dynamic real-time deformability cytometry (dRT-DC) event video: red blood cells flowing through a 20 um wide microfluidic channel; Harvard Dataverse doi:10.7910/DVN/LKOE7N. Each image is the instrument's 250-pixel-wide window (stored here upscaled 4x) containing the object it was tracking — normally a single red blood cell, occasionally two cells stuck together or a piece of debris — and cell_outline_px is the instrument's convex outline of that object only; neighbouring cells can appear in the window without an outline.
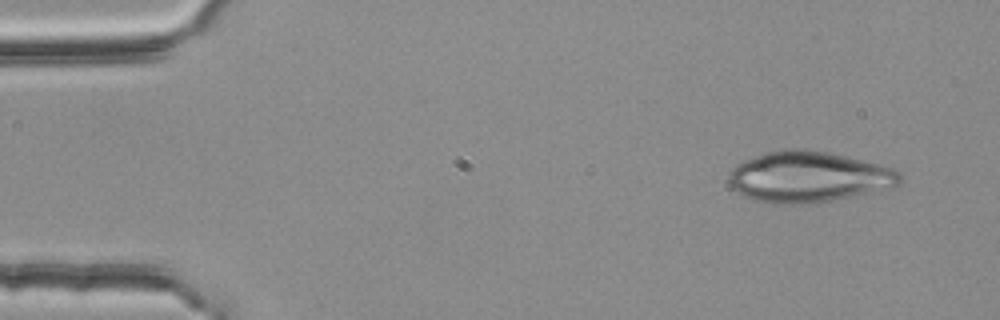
{"species": "common noctule bat (a hibernating species)", "species_latin": "Nyctalus noctula", "temperature_condition": "room temperature", "stored_images_in_passage": 3, "camera_frame_rate_fps": 3000, "um_per_image_px": 0.085, "animal": {"sex": "female", "body_mass_g": 25.1}, "frame": {"image": 1, "passage_image": 1, "time_ms": 0.0, "image_size_px": [1000, 320], "cell_outline_px": [[904, 180], [900, 184], [892, 188], [832, 200], [804, 204], [776, 204], [752, 200], [744, 196], [732, 188], [728, 184], [728, 172], [732, 168], [756, 156], [768, 152], [784, 148], [804, 148], [844, 156], [892, 168], [900, 172]], "centroid_in_image_um": [68.72, 15.05], "position_along_channel_um": 16.3, "area_um2": 50.63}}